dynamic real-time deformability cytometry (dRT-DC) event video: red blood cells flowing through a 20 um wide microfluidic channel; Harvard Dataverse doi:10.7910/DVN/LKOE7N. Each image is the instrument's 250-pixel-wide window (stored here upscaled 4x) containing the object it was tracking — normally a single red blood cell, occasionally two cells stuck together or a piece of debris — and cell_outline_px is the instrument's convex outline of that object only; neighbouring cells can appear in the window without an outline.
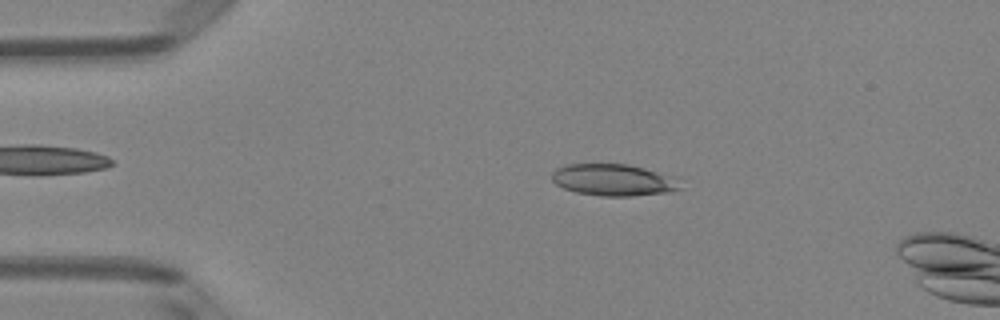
{"species": "Egyptian fruit bat (a non-hibernating species)", "species_latin": "Rousettus aegyptiacus", "temperature_condition": "room temperature", "stored_images_in_passage": 48, "camera_frame_rate_fps": 3000, "um_per_image_px": 0.085, "animal": {"sex": "female"}, "frame": {"image": 1, "passage_image": 9, "time_ms": 2.667, "image_size_px": [1000, 320], "cell_outline_px": [[684, 188], [672, 192], [632, 196], [600, 196], [576, 192], [564, 188], [556, 184], [552, 180], [552, 172], [556, 168], [564, 164], [628, 164], [680, 176]], "centroid_in_image_um": [52.27, 15.29], "position_along_channel_um": 32.7, "area_um2": 24.51}}
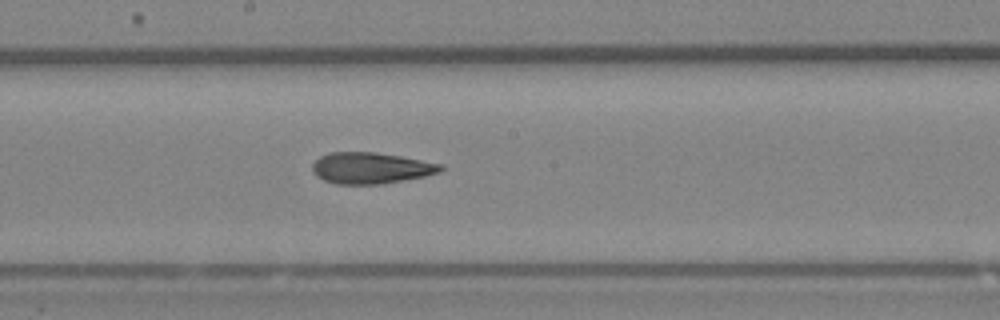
{"frame": {"image": 2, "passage_image": 26, "time_ms": 8.333, "image_size_px": [1000, 320], "cell_outline_px": [[444, 168], [440, 172], [424, 176], [380, 184], [336, 184], [324, 180], [316, 176], [312, 172], [312, 164], [320, 156], [328, 152], [376, 152], [400, 156], [444, 164]], "centroid_in_image_um": [31.51, 14.27], "position_along_channel_um": 216.7, "area_um2": 23.41}}
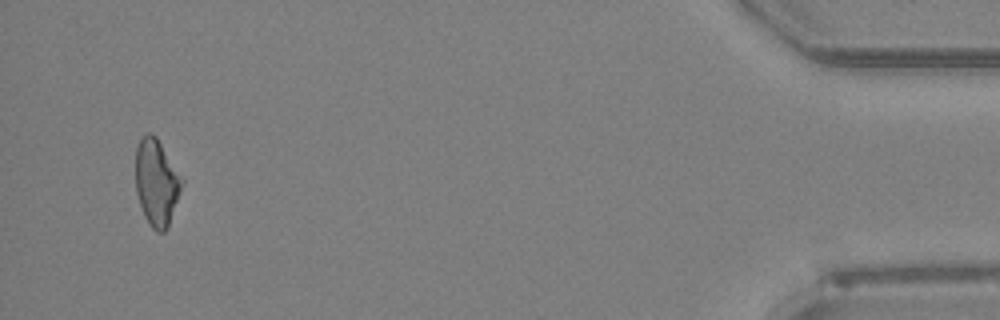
{"frame": {"image": 3, "passage_image": 47, "time_ms": 15.333, "image_size_px": [1000, 320], "cell_outline_px": [[184, 184], [168, 228], [164, 232], [156, 232], [152, 228], [144, 216], [136, 192], [136, 148], [140, 140], [148, 132], [152, 132], [156, 136], [184, 180]], "centroid_in_image_um": [13.33, 15.53], "position_along_channel_um": 421.9, "area_um2": 23.47}}